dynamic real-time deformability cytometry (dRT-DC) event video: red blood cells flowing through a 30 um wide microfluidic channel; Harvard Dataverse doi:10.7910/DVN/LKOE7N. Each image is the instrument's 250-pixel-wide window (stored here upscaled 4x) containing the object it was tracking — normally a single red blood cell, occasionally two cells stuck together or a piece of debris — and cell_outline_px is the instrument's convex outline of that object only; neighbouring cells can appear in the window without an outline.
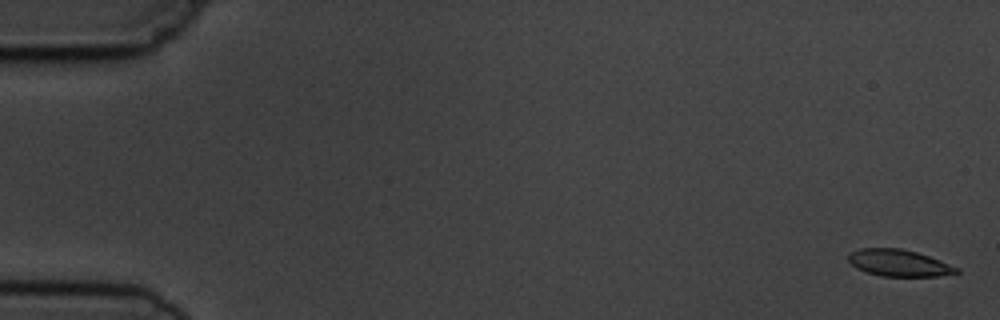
{"species": "common noctule bat (a hibernating species)", "species_latin": "Nyctalus noctula", "temperature_condition": "cold", "stored_images_in_passage": 5, "camera_frame_rate_fps": 3000, "um_per_image_px": 0.085, "animal": {"sex": "male", "body_mass_g": 19.5, "forearm_length_mm": 54.6}, "frame": {"image": 1, "passage_image": 1, "time_ms": 0.0, "image_size_px": [1000, 320], "cell_outline_px": [[960, 272], [936, 276], [880, 276], [856, 268], [848, 260], [848, 256], [852, 252], [860, 248], [900, 248], [916, 252], [940, 260], [960, 268]], "centroid_in_image_um": [76.42, 22.35], "position_along_channel_um": 8.6, "area_um2": 16.7}}
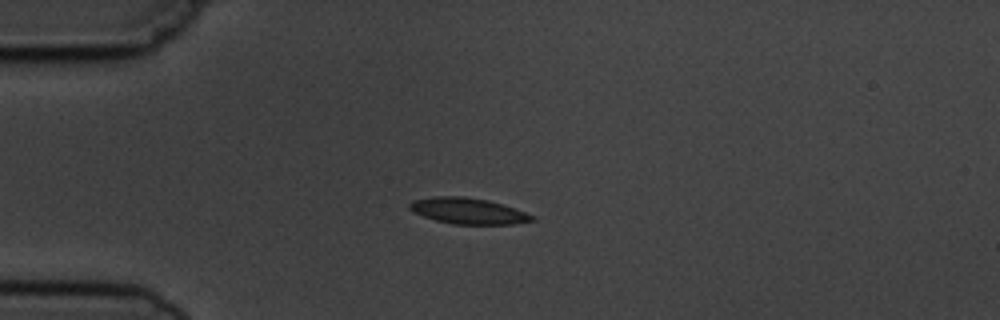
{"frame": {"image": 2, "passage_image": 5, "time_ms": 4.333, "image_size_px": [1000, 320], "cell_outline_px": [[536, 220], [512, 224], [452, 224], [436, 220], [412, 212], [408, 208], [408, 204], [412, 200], [436, 196], [464, 196], [488, 200], [536, 216]], "centroid_in_image_um": [39.75, 17.93], "position_along_channel_um": 45.2, "area_um2": 18.5}}